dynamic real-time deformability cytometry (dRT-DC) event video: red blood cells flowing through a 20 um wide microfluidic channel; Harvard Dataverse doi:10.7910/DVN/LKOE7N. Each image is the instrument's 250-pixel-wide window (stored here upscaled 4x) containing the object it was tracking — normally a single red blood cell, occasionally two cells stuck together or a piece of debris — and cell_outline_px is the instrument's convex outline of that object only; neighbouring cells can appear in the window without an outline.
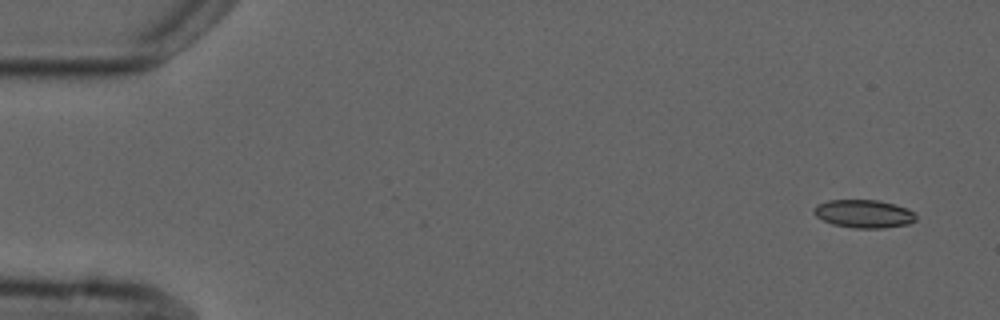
{"species": "common noctule bat (a hibernating species)", "species_latin": "Nyctalus noctula", "temperature_condition": "cold", "stored_images_in_passage": 6, "camera_frame_rate_fps": 3000, "um_per_image_px": 0.085, "animal": {"sex": "male", "forearm_length_mm": 52.5}, "frame": {"image": 1, "passage_image": 1, "time_ms": 0.0, "image_size_px": [1000, 320], "cell_outline_px": [[916, 220], [908, 224], [884, 228], [856, 228], [832, 224], [816, 216], [812, 212], [812, 208], [816, 204], [828, 200], [880, 200], [908, 208], [916, 216]], "centroid_in_image_um": [73.4, 18.16], "position_along_channel_um": 11.6, "area_um2": 16.82}}
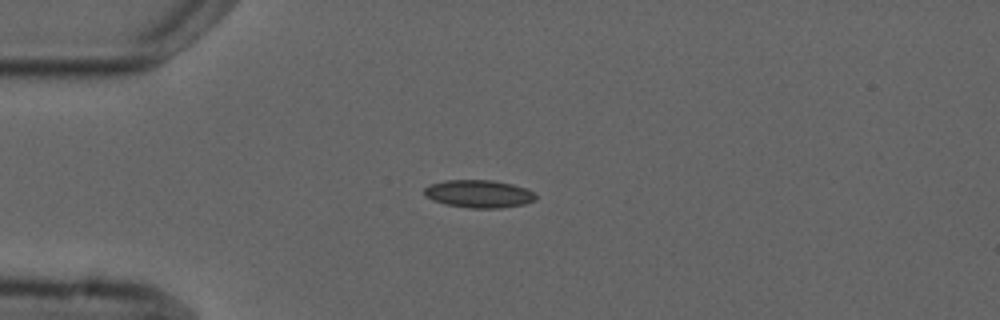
{"frame": {"image": 2, "passage_image": 4, "time_ms": 3.667, "image_size_px": [1000, 320], "cell_outline_px": [[536, 200], [524, 204], [500, 208], [468, 208], [444, 204], [432, 200], [424, 196], [424, 188], [428, 184], [444, 180], [492, 180], [512, 184], [528, 188], [536, 192]], "centroid_in_image_um": [40.7, 16.47], "position_along_channel_um": 44.3, "area_um2": 18.38}}
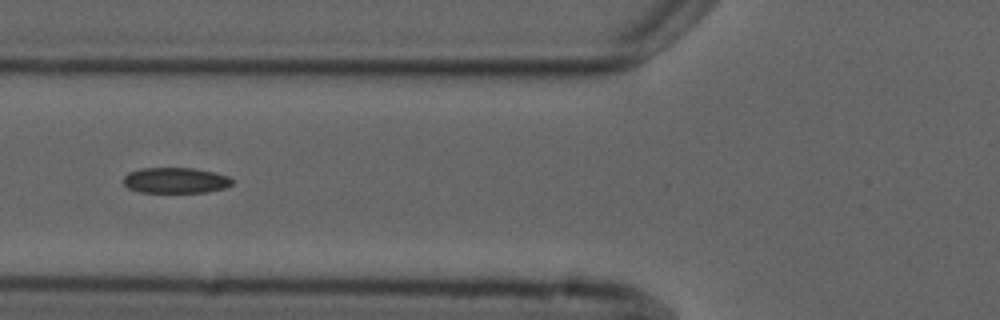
{"frame": {"image": 3, "passage_image": 6, "time_ms": 6.0, "image_size_px": [1000, 320], "cell_outline_px": [[232, 184], [224, 188], [208, 192], [140, 192], [128, 188], [124, 184], [124, 176], [128, 172], [140, 168], [192, 168], [216, 172], [228, 176], [232, 180]], "centroid_in_image_um": [14.91, 15.32], "position_along_channel_um": 110.9, "area_um2": 16.3}}